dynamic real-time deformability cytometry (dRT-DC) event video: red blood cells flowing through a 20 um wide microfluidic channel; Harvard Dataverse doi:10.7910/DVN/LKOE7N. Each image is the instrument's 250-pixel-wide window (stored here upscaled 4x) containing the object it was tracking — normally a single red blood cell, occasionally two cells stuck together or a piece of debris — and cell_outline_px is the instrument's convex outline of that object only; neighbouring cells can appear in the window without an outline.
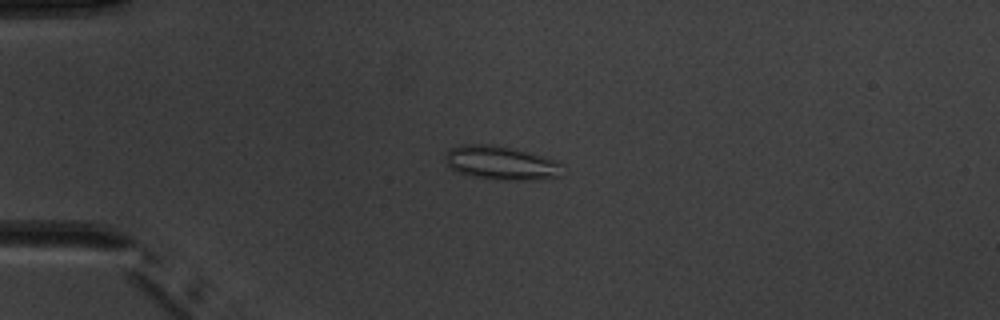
{"species": "common noctule bat (a hibernating species)", "species_latin": "Nyctalus noctula", "temperature_condition": "warm", "stored_images_in_passage": 5, "camera_frame_rate_fps": 3000, "um_per_image_px": 0.085, "animal": {"sex": "male", "body_mass_g": 20.1, "forearm_length_mm": 53.5}, "frame": {"image": 1, "passage_image": 5, "time_ms": 8.333, "image_size_px": [1000, 320], "cell_outline_px": [[564, 164], [560, 176], [540, 180], [496, 180], [464, 176], [456, 172], [444, 160], [444, 152], [448, 148], [460, 144], [492, 144], [556, 160]], "centroid_in_image_um": [42.52, 13.87], "position_along_channel_um": 42.5, "area_um2": 23.52}}